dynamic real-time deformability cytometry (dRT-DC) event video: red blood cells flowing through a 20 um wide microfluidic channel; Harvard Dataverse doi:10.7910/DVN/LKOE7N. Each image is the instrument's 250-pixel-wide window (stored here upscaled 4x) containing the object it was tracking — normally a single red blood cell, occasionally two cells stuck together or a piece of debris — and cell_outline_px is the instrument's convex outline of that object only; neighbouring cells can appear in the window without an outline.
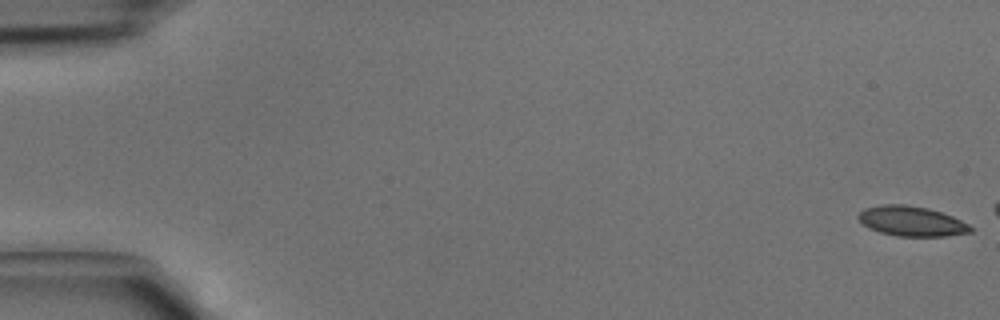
{"species": "common noctule bat (a hibernating species)", "species_latin": "Nyctalus noctula", "temperature_condition": "cold", "stored_images_in_passage": 10, "camera_frame_rate_fps": 3000, "um_per_image_px": 0.085, "animal": {"sex": "male", "body_mass_g": 15.6}, "frame": {"image": 1, "passage_image": 1, "time_ms": 0.0, "image_size_px": [1000, 320], "cell_outline_px": [[972, 232], [944, 236], [896, 236], [880, 232], [868, 228], [856, 216], [864, 208], [880, 204], [904, 204], [928, 208], [952, 216], [968, 224], [972, 228]], "centroid_in_image_um": [77.45, 18.79], "position_along_channel_um": 7.5, "area_um2": 19.54}}